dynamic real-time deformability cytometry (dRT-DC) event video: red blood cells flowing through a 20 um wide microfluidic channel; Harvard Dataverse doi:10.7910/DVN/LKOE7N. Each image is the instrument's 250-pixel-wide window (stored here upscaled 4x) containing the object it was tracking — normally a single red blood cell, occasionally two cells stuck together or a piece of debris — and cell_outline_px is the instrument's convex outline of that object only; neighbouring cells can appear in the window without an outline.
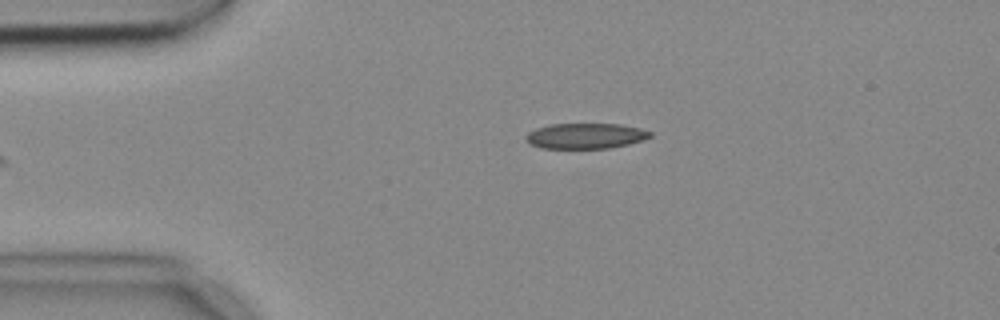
{"species": "common noctule bat (a hibernating species)", "species_latin": "Nyctalus noctula", "temperature_condition": "cold", "stored_images_in_passage": 4, "camera_frame_rate_fps": 3000, "um_per_image_px": 0.085, "animal": {"sex": "female", "body_mass_g": 18.4}, "frame": {"image": 1, "passage_image": 4, "time_ms": 1.0, "image_size_px": [1000, 320], "cell_outline_px": [[652, 136], [644, 140], [628, 144], [608, 148], [540, 148], [528, 144], [524, 140], [524, 136], [528, 132], [536, 128], [552, 124], [620, 124], [640, 128], [652, 132]], "centroid_in_image_um": [49.74, 11.55], "position_along_channel_um": 35.3, "area_um2": 18.61}}